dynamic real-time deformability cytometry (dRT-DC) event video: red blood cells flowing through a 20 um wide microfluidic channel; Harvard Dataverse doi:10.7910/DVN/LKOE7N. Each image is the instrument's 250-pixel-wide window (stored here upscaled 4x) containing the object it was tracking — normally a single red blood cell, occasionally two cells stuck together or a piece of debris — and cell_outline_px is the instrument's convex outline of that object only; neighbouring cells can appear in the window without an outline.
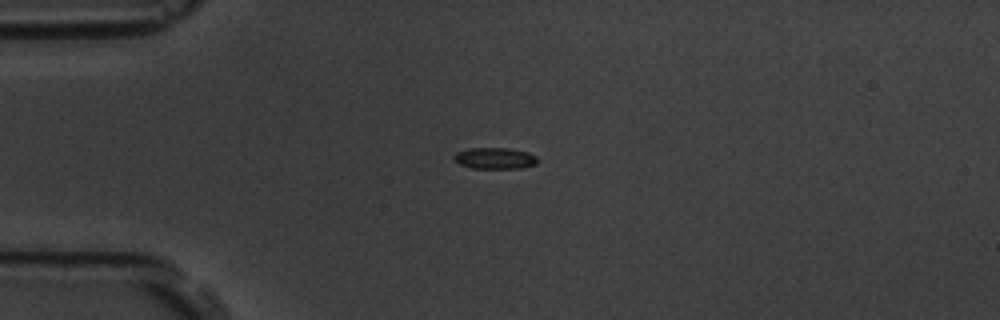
{"species": "common noctule bat (a hibernating species)", "species_latin": "Nyctalus noctula", "temperature_condition": "room temperature", "stored_images_in_passage": 8, "camera_frame_rate_fps": 3000, "um_per_image_px": 0.085, "animal": {"sex": "male", "body_mass_g": 19.5, "forearm_length_mm": 54.6}, "frame": {"image": 1, "passage_image": 1, "time_ms": 0.0, "image_size_px": [1000, 320], "cell_outline_px": [[536, 164], [524, 168], [472, 168], [460, 164], [452, 160], [452, 156], [456, 152], [468, 148], [508, 148], [528, 152], [536, 156]], "centroid_in_image_um": [42.02, 13.45], "position_along_channel_um": 43.0, "area_um2": 10.46}}
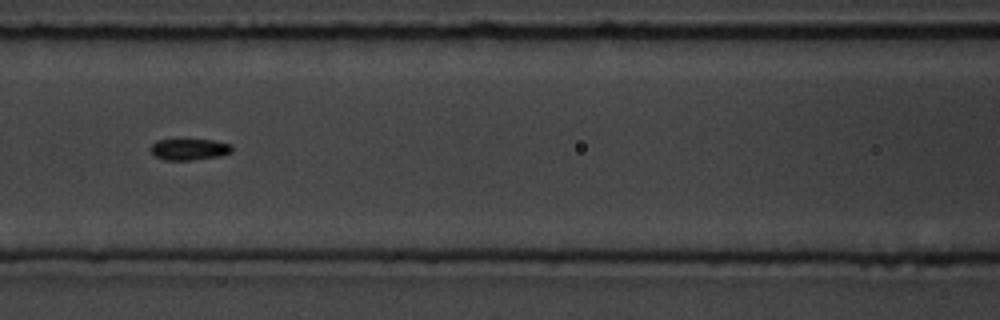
{"frame": {"image": 2, "passage_image": 4, "time_ms": 3.667, "image_size_px": [1000, 320], "cell_outline_px": [[232, 152], [220, 156], [192, 160], [164, 160], [156, 156], [148, 148], [156, 140], [212, 140], [232, 144]], "centroid_in_image_um": [16.09, 12.7], "position_along_channel_um": 150.5, "area_um2": 10.12}}
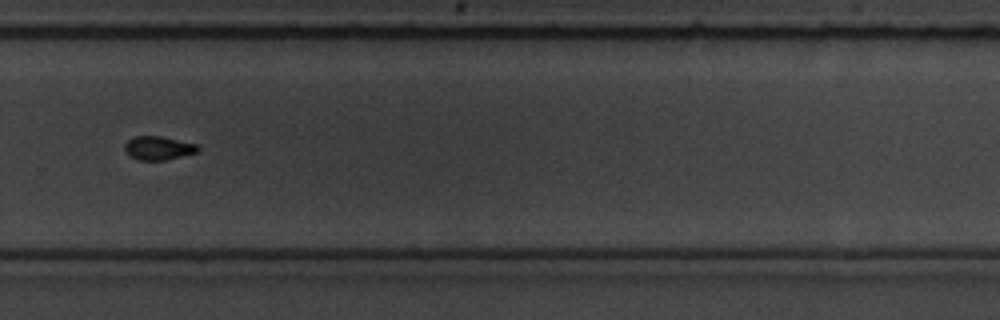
{"frame": {"image": 3, "passage_image": 8, "time_ms": 8.333, "image_size_px": [1000, 320], "cell_outline_px": [[200, 148], [196, 152], [164, 160], [140, 160], [128, 156], [124, 152], [124, 144], [132, 136], [160, 136], [196, 144]], "centroid_in_image_um": [13.38, 12.58], "position_along_channel_um": 316.4, "area_um2": 10.06}}